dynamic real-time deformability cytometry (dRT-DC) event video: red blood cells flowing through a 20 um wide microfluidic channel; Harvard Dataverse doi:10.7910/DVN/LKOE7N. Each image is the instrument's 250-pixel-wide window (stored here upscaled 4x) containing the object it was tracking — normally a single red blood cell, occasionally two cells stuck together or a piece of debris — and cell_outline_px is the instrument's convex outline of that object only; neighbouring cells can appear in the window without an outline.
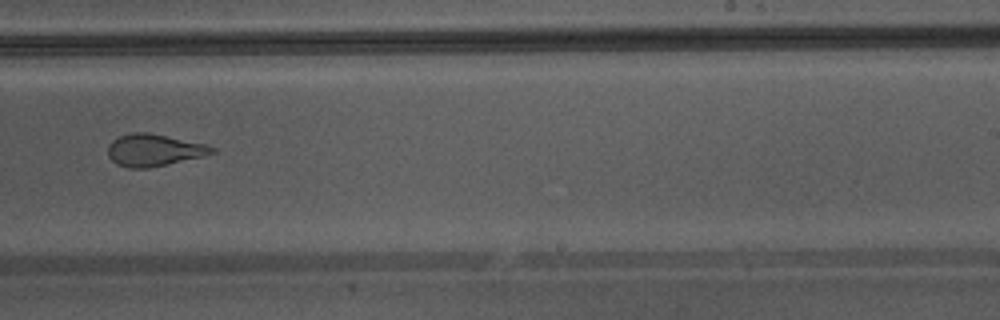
{"species": "Egyptian fruit bat (a non-hibernating species)", "species_latin": "Rousettus aegyptiacus", "temperature_condition": "warm", "stored_images_in_passage": 45, "camera_frame_rate_fps": 3000, "um_per_image_px": 0.085, "animal": {"sex": "male"}, "frame": {"image": 1, "passage_image": 32, "time_ms": 10.333, "image_size_px": [1000, 320], "cell_outline_px": [[216, 152], [200, 156], [148, 168], [128, 168], [116, 164], [108, 156], [108, 144], [112, 140], [120, 136], [132, 132], [148, 132], [208, 144], [216, 148]], "centroid_in_image_um": [13.06, 12.74], "position_along_channel_um": 275.9, "area_um2": 19.36}}